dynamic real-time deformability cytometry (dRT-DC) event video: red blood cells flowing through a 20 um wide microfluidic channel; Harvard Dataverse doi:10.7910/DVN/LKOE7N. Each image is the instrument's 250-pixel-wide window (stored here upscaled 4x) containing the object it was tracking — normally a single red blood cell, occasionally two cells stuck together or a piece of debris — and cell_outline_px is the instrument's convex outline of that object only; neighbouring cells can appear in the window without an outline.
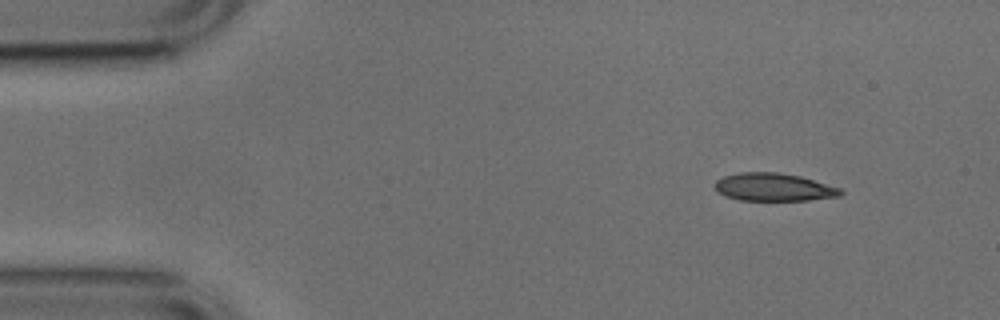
{"species": "common noctule bat (a hibernating species)", "species_latin": "Nyctalus noctula", "temperature_condition": "cold", "stored_images_in_passage": 5, "camera_frame_rate_fps": 3000, "um_per_image_px": 0.085, "animal": {"sex": "male", "body_mass_g": 17.9, "forearm_length_mm": 54.2}, "frame": {"image": 1, "passage_image": 1, "time_ms": 0.0, "image_size_px": [1000, 320], "cell_outline_px": [[844, 192], [840, 196], [808, 200], [740, 200], [724, 196], [716, 188], [716, 180], [724, 176], [740, 172], [776, 172], [800, 176], [844, 188]], "centroid_in_image_um": [65.83, 15.9], "position_along_channel_um": 19.2, "area_um2": 20.46}}